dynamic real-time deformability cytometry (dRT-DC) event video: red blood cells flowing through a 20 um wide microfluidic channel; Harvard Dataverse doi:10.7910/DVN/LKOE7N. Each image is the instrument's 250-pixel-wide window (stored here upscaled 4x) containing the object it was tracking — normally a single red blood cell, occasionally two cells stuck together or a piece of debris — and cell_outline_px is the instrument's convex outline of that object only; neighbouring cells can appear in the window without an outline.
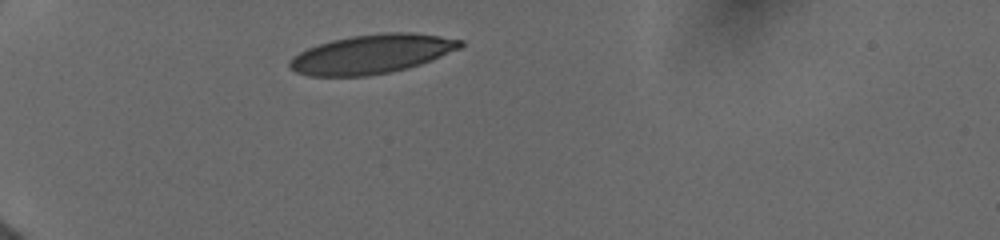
{"species": "human", "species_latin": "Homo sapiens", "temperature_condition": "cold", "stored_images_in_passage": 4, "camera_frame_rate_fps": 3000, "um_per_image_px": 0.085, "donor": {"sex": "female"}, "frame": {"image": 1, "passage_image": 1, "time_ms": 0.0, "image_size_px": [1000, 240], "cell_outline_px": [[464, 44], [460, 48], [432, 60], [408, 68], [368, 76], [308, 76], [296, 72], [288, 68], [288, 60], [292, 56], [308, 48], [332, 40], [352, 36], [384, 32], [412, 32], [440, 36], [464, 40]], "centroid_in_image_um": [31.59, 4.59], "position_along_channel_um": 53.4, "area_um2": 38.96}}
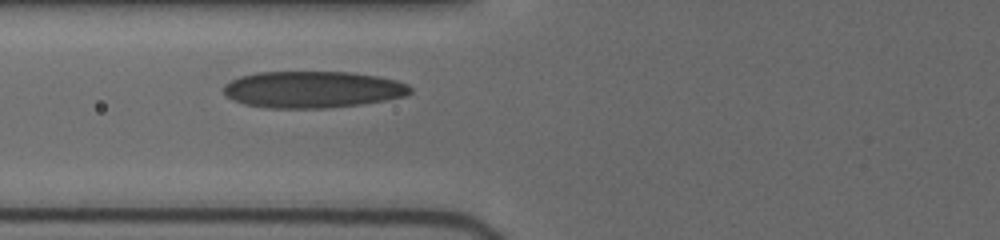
{"frame": {"image": 2, "passage_image": 3, "time_ms": 2.0, "image_size_px": [1000, 240], "cell_outline_px": [[412, 92], [408, 96], [360, 104], [328, 108], [268, 108], [244, 104], [232, 100], [224, 92], [224, 84], [240, 76], [256, 72], [348, 72], [376, 76], [396, 80], [408, 84], [412, 88]], "centroid_in_image_um": [26.58, 7.61], "position_along_channel_um": 99.2, "area_um2": 40.0}}
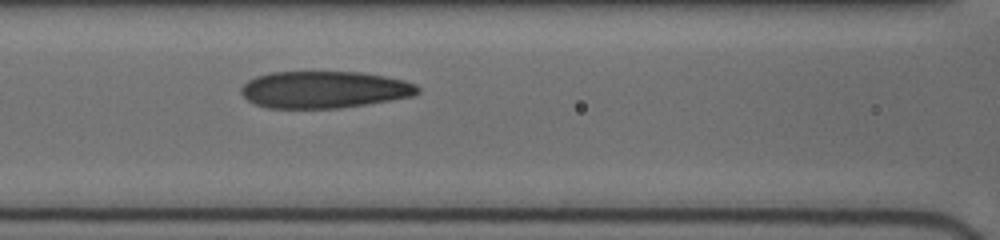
{"frame": {"image": 3, "passage_image": 4, "time_ms": 3.0, "image_size_px": [1000, 240], "cell_outline_px": [[420, 92], [412, 96], [340, 108], [268, 108], [256, 104], [248, 100], [240, 92], [240, 88], [248, 80], [256, 76], [272, 72], [360, 72], [384, 76], [404, 80], [416, 84], [420, 88]], "centroid_in_image_um": [27.54, 7.61], "position_along_channel_um": 139.1, "area_um2": 37.92}}